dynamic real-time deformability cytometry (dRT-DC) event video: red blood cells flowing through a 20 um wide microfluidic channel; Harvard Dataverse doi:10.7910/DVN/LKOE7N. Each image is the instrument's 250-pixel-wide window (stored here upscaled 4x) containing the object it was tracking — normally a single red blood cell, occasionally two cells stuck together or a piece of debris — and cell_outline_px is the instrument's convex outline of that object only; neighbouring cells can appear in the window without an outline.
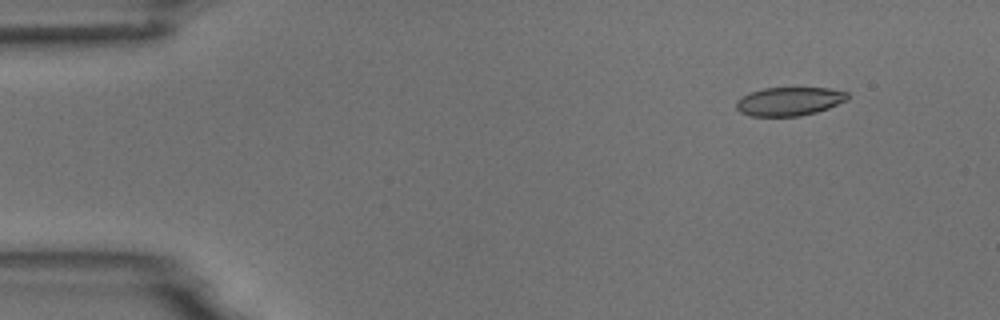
{"species": "common noctule bat (a hibernating species)", "species_latin": "Nyctalus noctula", "temperature_condition": "room temperature", "stored_images_in_passage": 5, "camera_frame_rate_fps": 3000, "um_per_image_px": 0.085, "animal": {"sex": "male", "body_mass_g": 18.8}, "frame": {"image": 1, "passage_image": 2, "time_ms": 1.0, "image_size_px": [1000, 320], "cell_outline_px": [[848, 100], [828, 108], [816, 112], [800, 116], [752, 116], [740, 112], [736, 108], [736, 100], [752, 92], [764, 88], [828, 88], [848, 92]], "centroid_in_image_um": [67.11, 8.62], "position_along_channel_um": 17.9, "area_um2": 18.44}}
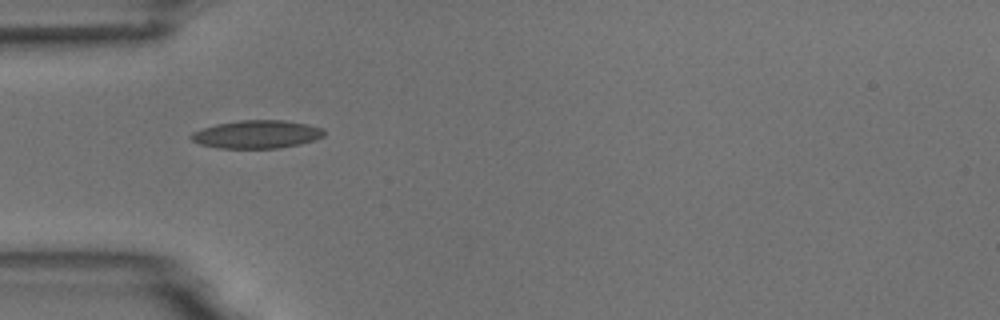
{"frame": {"image": 2, "passage_image": 5, "time_ms": 4.667, "image_size_px": [1000, 320], "cell_outline_px": [[324, 136], [316, 140], [300, 144], [280, 148], [220, 148], [200, 144], [192, 140], [188, 136], [192, 132], [216, 124], [240, 120], [284, 120], [308, 124], [324, 128]], "centroid_in_image_um": [21.86, 11.41], "position_along_channel_um": 63.1, "area_um2": 21.85}}